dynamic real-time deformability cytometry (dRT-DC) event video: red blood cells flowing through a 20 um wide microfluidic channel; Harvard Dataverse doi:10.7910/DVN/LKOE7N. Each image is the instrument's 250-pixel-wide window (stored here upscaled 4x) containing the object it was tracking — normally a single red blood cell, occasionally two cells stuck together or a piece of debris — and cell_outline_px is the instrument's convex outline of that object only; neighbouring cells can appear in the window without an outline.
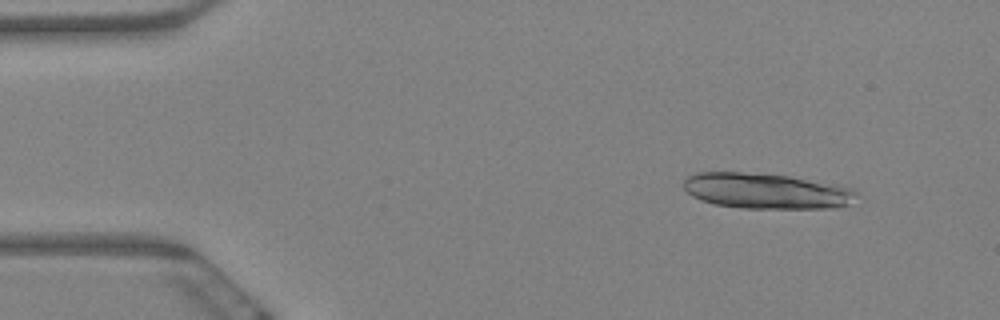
{"species": "Egyptian fruit bat (a non-hibernating species)", "species_latin": "Rousettus aegyptiacus", "temperature_condition": "warm", "stored_images_in_passage": 7, "camera_frame_rate_fps": 3000, "um_per_image_px": 0.085, "animal": {"sex": "female"}, "frame": {"image": 1, "passage_image": 2, "time_ms": 0.333, "image_size_px": [1000, 320], "cell_outline_px": [[860, 196], [848, 204], [840, 208], [740, 208], [712, 204], [700, 200], [692, 196], [680, 184], [688, 176], [696, 172], [740, 172], [788, 176], [836, 184], [856, 188]], "centroid_in_image_um": [65.16, 16.24], "position_along_channel_um": 19.8, "area_um2": 36.3}}
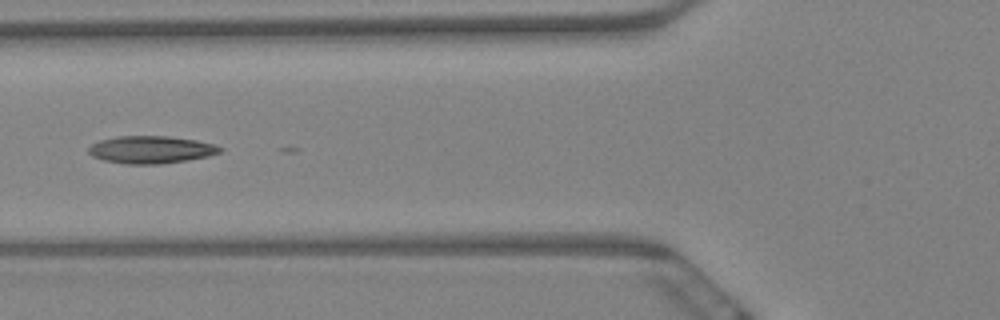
{"frame": {"image": 2, "passage_image": 7, "time_ms": 2.0, "image_size_px": [1000, 320], "cell_outline_px": [[224, 148], [220, 152], [208, 156], [188, 160], [160, 164], [124, 164], [104, 160], [92, 156], [88, 152], [88, 148], [92, 144], [100, 140], [116, 136], [168, 136], [196, 140], [212, 144]], "centroid_in_image_um": [12.82, 12.72], "position_along_channel_um": 113.0, "area_um2": 21.04}}